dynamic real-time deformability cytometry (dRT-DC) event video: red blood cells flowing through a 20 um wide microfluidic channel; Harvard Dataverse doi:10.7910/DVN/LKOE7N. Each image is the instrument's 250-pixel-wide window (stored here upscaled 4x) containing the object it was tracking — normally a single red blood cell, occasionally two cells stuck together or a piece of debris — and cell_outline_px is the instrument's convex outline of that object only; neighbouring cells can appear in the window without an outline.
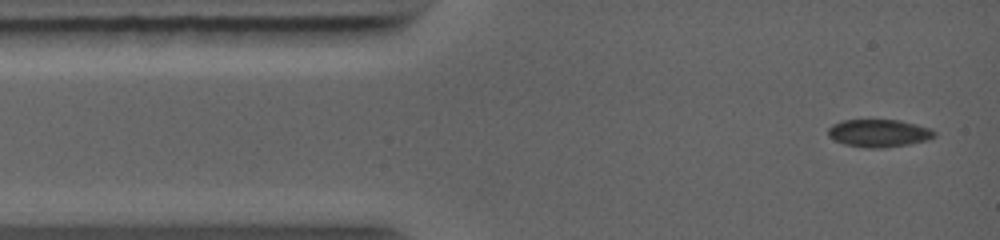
{"species": "common noctule bat (a hibernating species)", "species_latin": "Nyctalus noctula", "temperature_condition": "warm", "stored_images_in_passage": 10, "camera_frame_rate_fps": 5000, "um_per_image_px": 0.085, "animal": {"sex": "female", "body_mass_g": 19.0, "forearm_length_mm": 56.7}, "frame": {"image": 1, "passage_image": 1, "time_ms": 0.0, "image_size_px": [1000, 240], "cell_outline_px": [[936, 136], [928, 140], [908, 144], [880, 148], [868, 148], [844, 144], [828, 136], [828, 128], [832, 124], [844, 120], [900, 120], [932, 128], [936, 132]], "centroid_in_image_um": [74.73, 11.31], "position_along_channel_um": 10.3, "area_um2": 17.17}}
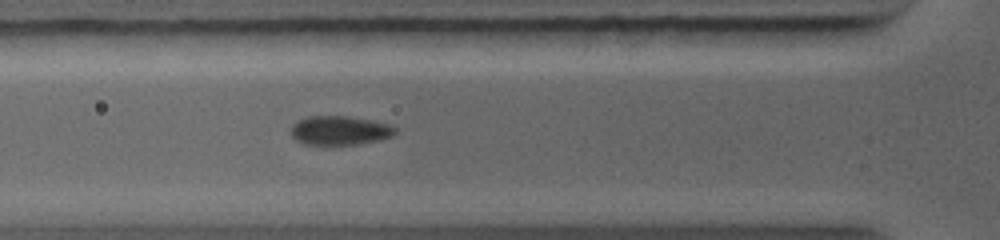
{"frame": {"image": 2, "passage_image": 6, "time_ms": 3.0, "image_size_px": [1000, 240], "cell_outline_px": [[396, 132], [392, 136], [380, 140], [356, 144], [324, 148], [304, 144], [296, 140], [292, 136], [292, 124], [308, 116], [348, 116], [388, 124], [396, 128]], "centroid_in_image_um": [28.84, 11.14], "position_along_channel_um": 97.0, "area_um2": 18.15}}
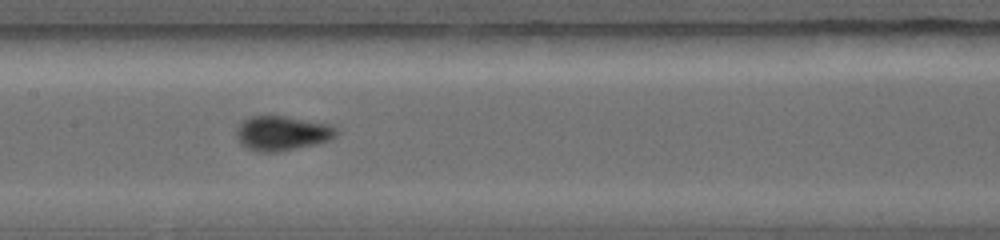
{"frame": {"image": 3, "passage_image": 9, "time_ms": 4.8, "image_size_px": [1000, 240], "cell_outline_px": [[340, 132], [336, 136], [328, 140], [316, 144], [276, 152], [256, 152], [248, 148], [236, 136], [236, 128], [240, 120], [252, 116], [284, 116], [332, 124]], "centroid_in_image_um": [23.99, 11.31], "position_along_channel_um": 183.4, "area_um2": 20.23}}